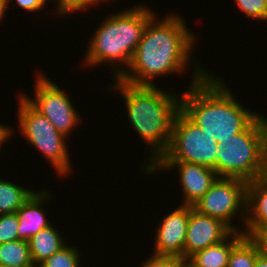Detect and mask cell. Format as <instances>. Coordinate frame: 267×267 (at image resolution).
<instances>
[{"instance_id":"obj_20","label":"cell","mask_w":267,"mask_h":267,"mask_svg":"<svg viewBox=\"0 0 267 267\" xmlns=\"http://www.w3.org/2000/svg\"><path fill=\"white\" fill-rule=\"evenodd\" d=\"M77 247L65 245L59 251L43 261L39 267H79L80 255Z\"/></svg>"},{"instance_id":"obj_32","label":"cell","mask_w":267,"mask_h":267,"mask_svg":"<svg viewBox=\"0 0 267 267\" xmlns=\"http://www.w3.org/2000/svg\"><path fill=\"white\" fill-rule=\"evenodd\" d=\"M0 267H39L38 265L31 264V265H22V266H7V265H0Z\"/></svg>"},{"instance_id":"obj_25","label":"cell","mask_w":267,"mask_h":267,"mask_svg":"<svg viewBox=\"0 0 267 267\" xmlns=\"http://www.w3.org/2000/svg\"><path fill=\"white\" fill-rule=\"evenodd\" d=\"M10 1L12 0H7V9H9L8 5L10 3ZM17 6H19L21 9L27 10V11H31L32 12H37L42 9L43 7H45V5L47 4V2L45 0H15Z\"/></svg>"},{"instance_id":"obj_22","label":"cell","mask_w":267,"mask_h":267,"mask_svg":"<svg viewBox=\"0 0 267 267\" xmlns=\"http://www.w3.org/2000/svg\"><path fill=\"white\" fill-rule=\"evenodd\" d=\"M234 3L250 19L267 20V0H235Z\"/></svg>"},{"instance_id":"obj_27","label":"cell","mask_w":267,"mask_h":267,"mask_svg":"<svg viewBox=\"0 0 267 267\" xmlns=\"http://www.w3.org/2000/svg\"><path fill=\"white\" fill-rule=\"evenodd\" d=\"M254 239L258 242L261 252L267 256V231L260 232Z\"/></svg>"},{"instance_id":"obj_31","label":"cell","mask_w":267,"mask_h":267,"mask_svg":"<svg viewBox=\"0 0 267 267\" xmlns=\"http://www.w3.org/2000/svg\"><path fill=\"white\" fill-rule=\"evenodd\" d=\"M180 267H196L192 262H190L188 259H182L181 258V266Z\"/></svg>"},{"instance_id":"obj_4","label":"cell","mask_w":267,"mask_h":267,"mask_svg":"<svg viewBox=\"0 0 267 267\" xmlns=\"http://www.w3.org/2000/svg\"><path fill=\"white\" fill-rule=\"evenodd\" d=\"M154 15L149 7L140 4L105 17L87 44L84 64L95 67L110 63L118 79L128 69L145 26Z\"/></svg>"},{"instance_id":"obj_10","label":"cell","mask_w":267,"mask_h":267,"mask_svg":"<svg viewBox=\"0 0 267 267\" xmlns=\"http://www.w3.org/2000/svg\"><path fill=\"white\" fill-rule=\"evenodd\" d=\"M177 167L182 186L183 204L193 206L209 190L219 177L214 169L196 163L182 161H157L145 173L155 174L158 170H172Z\"/></svg>"},{"instance_id":"obj_18","label":"cell","mask_w":267,"mask_h":267,"mask_svg":"<svg viewBox=\"0 0 267 267\" xmlns=\"http://www.w3.org/2000/svg\"><path fill=\"white\" fill-rule=\"evenodd\" d=\"M260 252L258 242L252 237L244 236L232 248L227 267H254Z\"/></svg>"},{"instance_id":"obj_28","label":"cell","mask_w":267,"mask_h":267,"mask_svg":"<svg viewBox=\"0 0 267 267\" xmlns=\"http://www.w3.org/2000/svg\"><path fill=\"white\" fill-rule=\"evenodd\" d=\"M254 267H267V256L260 252L257 256Z\"/></svg>"},{"instance_id":"obj_26","label":"cell","mask_w":267,"mask_h":267,"mask_svg":"<svg viewBox=\"0 0 267 267\" xmlns=\"http://www.w3.org/2000/svg\"><path fill=\"white\" fill-rule=\"evenodd\" d=\"M13 129L9 126L0 123V148L3 146L4 142L11 138L10 136L13 135Z\"/></svg>"},{"instance_id":"obj_5","label":"cell","mask_w":267,"mask_h":267,"mask_svg":"<svg viewBox=\"0 0 267 267\" xmlns=\"http://www.w3.org/2000/svg\"><path fill=\"white\" fill-rule=\"evenodd\" d=\"M215 172L246 182L262 178L267 151V118L259 115L245 130L219 139Z\"/></svg>"},{"instance_id":"obj_8","label":"cell","mask_w":267,"mask_h":267,"mask_svg":"<svg viewBox=\"0 0 267 267\" xmlns=\"http://www.w3.org/2000/svg\"><path fill=\"white\" fill-rule=\"evenodd\" d=\"M246 185L247 182L239 178L218 177L193 208L221 220L232 231L242 232L232 220L236 215L246 220Z\"/></svg>"},{"instance_id":"obj_1","label":"cell","mask_w":267,"mask_h":267,"mask_svg":"<svg viewBox=\"0 0 267 267\" xmlns=\"http://www.w3.org/2000/svg\"><path fill=\"white\" fill-rule=\"evenodd\" d=\"M164 18L159 21L154 15L147 22L129 69L124 71L119 80L134 86H156L152 82L155 77L167 73L182 74L191 65L188 62L195 48L196 36L178 14Z\"/></svg>"},{"instance_id":"obj_16","label":"cell","mask_w":267,"mask_h":267,"mask_svg":"<svg viewBox=\"0 0 267 267\" xmlns=\"http://www.w3.org/2000/svg\"><path fill=\"white\" fill-rule=\"evenodd\" d=\"M59 231L53 227V224L43 228L29 240L30 255L33 264L40 265L47 258L52 256L66 245Z\"/></svg>"},{"instance_id":"obj_23","label":"cell","mask_w":267,"mask_h":267,"mask_svg":"<svg viewBox=\"0 0 267 267\" xmlns=\"http://www.w3.org/2000/svg\"><path fill=\"white\" fill-rule=\"evenodd\" d=\"M56 11L60 16L68 15L76 11H87L90 6L101 3L99 0H57Z\"/></svg>"},{"instance_id":"obj_15","label":"cell","mask_w":267,"mask_h":267,"mask_svg":"<svg viewBox=\"0 0 267 267\" xmlns=\"http://www.w3.org/2000/svg\"><path fill=\"white\" fill-rule=\"evenodd\" d=\"M244 236L243 232L232 231L221 242L195 252L188 260L196 267H227L232 248Z\"/></svg>"},{"instance_id":"obj_19","label":"cell","mask_w":267,"mask_h":267,"mask_svg":"<svg viewBox=\"0 0 267 267\" xmlns=\"http://www.w3.org/2000/svg\"><path fill=\"white\" fill-rule=\"evenodd\" d=\"M33 264L29 243L25 240H15L0 244V265L22 266Z\"/></svg>"},{"instance_id":"obj_6","label":"cell","mask_w":267,"mask_h":267,"mask_svg":"<svg viewBox=\"0 0 267 267\" xmlns=\"http://www.w3.org/2000/svg\"><path fill=\"white\" fill-rule=\"evenodd\" d=\"M18 124L25 138L51 162L57 174L67 176L72 168L66 137L37 111L21 94L19 95Z\"/></svg>"},{"instance_id":"obj_30","label":"cell","mask_w":267,"mask_h":267,"mask_svg":"<svg viewBox=\"0 0 267 267\" xmlns=\"http://www.w3.org/2000/svg\"><path fill=\"white\" fill-rule=\"evenodd\" d=\"M262 179L265 182H267V151L264 157V171H263Z\"/></svg>"},{"instance_id":"obj_24","label":"cell","mask_w":267,"mask_h":267,"mask_svg":"<svg viewBox=\"0 0 267 267\" xmlns=\"http://www.w3.org/2000/svg\"><path fill=\"white\" fill-rule=\"evenodd\" d=\"M142 263L141 267H180L181 257L152 255Z\"/></svg>"},{"instance_id":"obj_14","label":"cell","mask_w":267,"mask_h":267,"mask_svg":"<svg viewBox=\"0 0 267 267\" xmlns=\"http://www.w3.org/2000/svg\"><path fill=\"white\" fill-rule=\"evenodd\" d=\"M51 194L48 190L35 191L32 196L17 210L16 214L19 221L18 239L28 241L41 229L51 225L43 209L45 200L49 201ZM43 204V206H42ZM47 218V219H46Z\"/></svg>"},{"instance_id":"obj_21","label":"cell","mask_w":267,"mask_h":267,"mask_svg":"<svg viewBox=\"0 0 267 267\" xmlns=\"http://www.w3.org/2000/svg\"><path fill=\"white\" fill-rule=\"evenodd\" d=\"M19 221L16 213L0 215V244L18 240Z\"/></svg>"},{"instance_id":"obj_12","label":"cell","mask_w":267,"mask_h":267,"mask_svg":"<svg viewBox=\"0 0 267 267\" xmlns=\"http://www.w3.org/2000/svg\"><path fill=\"white\" fill-rule=\"evenodd\" d=\"M232 230L221 220L196 211L190 206V217L184 243V259L195 252L224 240Z\"/></svg>"},{"instance_id":"obj_3","label":"cell","mask_w":267,"mask_h":267,"mask_svg":"<svg viewBox=\"0 0 267 267\" xmlns=\"http://www.w3.org/2000/svg\"><path fill=\"white\" fill-rule=\"evenodd\" d=\"M111 86L121 94L127 106L131 126L150 147L148 170L166 152L171 141L174 118L180 110V95H173L156 86H134L114 79Z\"/></svg>"},{"instance_id":"obj_29","label":"cell","mask_w":267,"mask_h":267,"mask_svg":"<svg viewBox=\"0 0 267 267\" xmlns=\"http://www.w3.org/2000/svg\"><path fill=\"white\" fill-rule=\"evenodd\" d=\"M7 9V0H0V21Z\"/></svg>"},{"instance_id":"obj_11","label":"cell","mask_w":267,"mask_h":267,"mask_svg":"<svg viewBox=\"0 0 267 267\" xmlns=\"http://www.w3.org/2000/svg\"><path fill=\"white\" fill-rule=\"evenodd\" d=\"M190 217V206L179 205L178 208L163 217L155 239V256H176L184 259V243Z\"/></svg>"},{"instance_id":"obj_2","label":"cell","mask_w":267,"mask_h":267,"mask_svg":"<svg viewBox=\"0 0 267 267\" xmlns=\"http://www.w3.org/2000/svg\"><path fill=\"white\" fill-rule=\"evenodd\" d=\"M194 67L190 86L180 94V110L217 143L242 132L260 115L237 102L219 77L197 63Z\"/></svg>"},{"instance_id":"obj_17","label":"cell","mask_w":267,"mask_h":267,"mask_svg":"<svg viewBox=\"0 0 267 267\" xmlns=\"http://www.w3.org/2000/svg\"><path fill=\"white\" fill-rule=\"evenodd\" d=\"M35 191L0 179V215L16 213Z\"/></svg>"},{"instance_id":"obj_7","label":"cell","mask_w":267,"mask_h":267,"mask_svg":"<svg viewBox=\"0 0 267 267\" xmlns=\"http://www.w3.org/2000/svg\"><path fill=\"white\" fill-rule=\"evenodd\" d=\"M217 149L216 139L179 110L173 121L169 147L158 161H182L215 169Z\"/></svg>"},{"instance_id":"obj_13","label":"cell","mask_w":267,"mask_h":267,"mask_svg":"<svg viewBox=\"0 0 267 267\" xmlns=\"http://www.w3.org/2000/svg\"><path fill=\"white\" fill-rule=\"evenodd\" d=\"M245 236L255 238L267 231V182L262 178L247 182Z\"/></svg>"},{"instance_id":"obj_9","label":"cell","mask_w":267,"mask_h":267,"mask_svg":"<svg viewBox=\"0 0 267 267\" xmlns=\"http://www.w3.org/2000/svg\"><path fill=\"white\" fill-rule=\"evenodd\" d=\"M36 76L35 97L22 95L37 111L47 117L58 132L66 138L69 137L72 129H75L82 120L80 115L75 111L71 100L60 89V86L58 87L41 72Z\"/></svg>"}]
</instances>
